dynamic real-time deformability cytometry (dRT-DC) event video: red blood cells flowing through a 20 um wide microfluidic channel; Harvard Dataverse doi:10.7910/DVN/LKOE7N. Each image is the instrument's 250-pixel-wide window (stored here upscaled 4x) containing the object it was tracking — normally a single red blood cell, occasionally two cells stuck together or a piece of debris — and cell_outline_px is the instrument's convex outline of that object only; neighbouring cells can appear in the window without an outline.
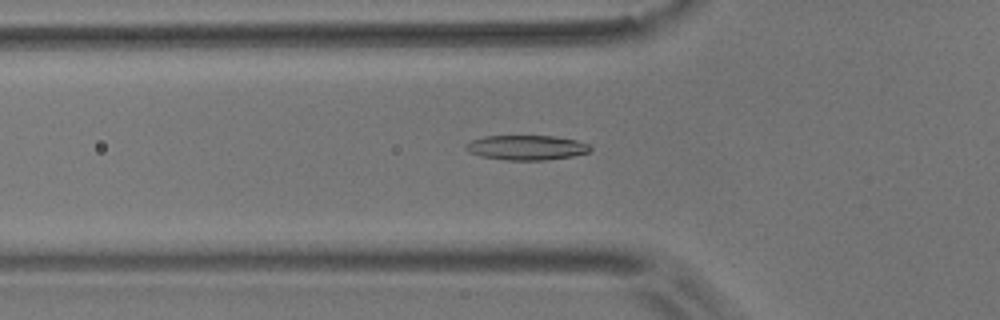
{"species": "common noctule bat (a hibernating species)", "species_latin": "Nyctalus noctula", "temperature_condition": "room temperature", "stored_images_in_passage": 52, "camera_frame_rate_fps": 3000, "um_per_image_px": 0.085, "animal": {"sex": "male", "body_mass_g": 17.9}, "frame": {"image": 1, "passage_image": 16, "time_ms": 5.0, "image_size_px": [1000, 320], "cell_outline_px": [[592, 148], [588, 152], [572, 156], [544, 160], [508, 160], [480, 156], [468, 152], [464, 148], [464, 144], [472, 140], [484, 136], [556, 136], [576, 140], [588, 144]], "centroid_in_image_um": [44.71, 12.54], "position_along_channel_um": 81.1, "area_um2": 17.98}}
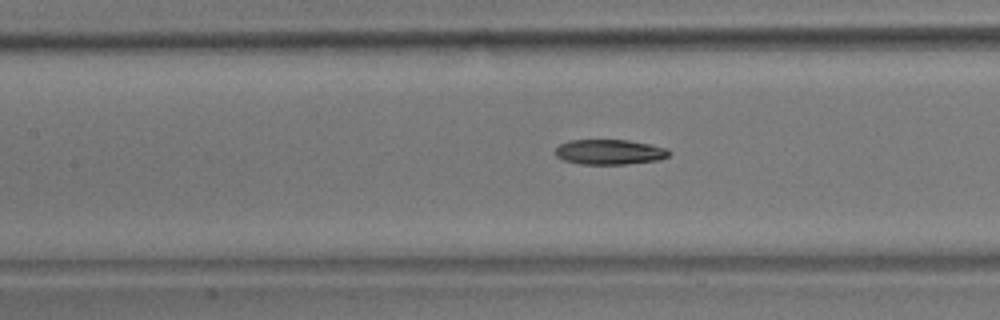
{"frame": {"image": 2, "passage_image": 22, "time_ms": 7.0, "image_size_px": [1000, 320], "cell_outline_px": [[672, 152], [668, 156], [660, 160], [628, 164], [580, 164], [564, 160], [556, 156], [556, 148], [560, 144], [568, 140], [628, 140], [668, 148]], "centroid_in_image_um": [51.84, 12.92], "position_along_channel_um": 155.6, "area_um2": 16.7}}
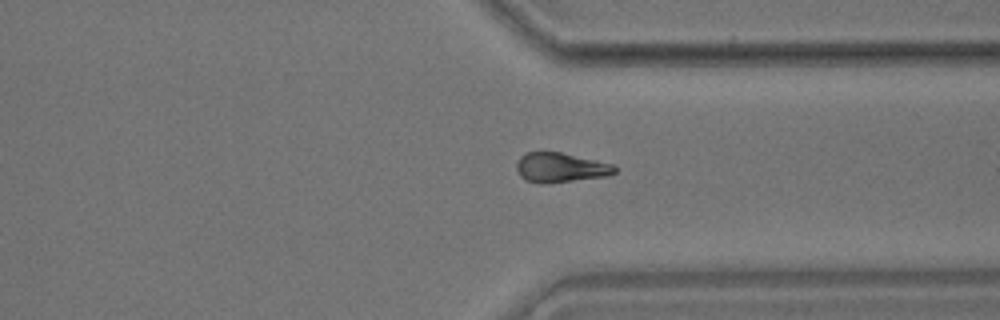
{"frame": {"image": 3, "passage_image": 39, "time_ms": 12.667, "image_size_px": [1000, 320], "cell_outline_px": [[616, 172], [608, 176], [572, 180], [528, 180], [520, 176], [516, 168], [516, 164], [520, 156], [528, 152], [560, 152], [596, 160], [612, 164], [616, 168]], "centroid_in_image_um": [47.68, 14.19], "position_along_channel_um": 363.7, "area_um2": 16.07}, "authors_computed_cell_mechanics": {"area_um2": 17.2244, "velocity_mm_per_s": 3.6809, "shape_relaxation_time_tau1_ms": 4.6771, "shape_relaxation_time_tau2_ms": null, "deformation_change_tau1": 0.1117, "deformation_change_tau2": null}}